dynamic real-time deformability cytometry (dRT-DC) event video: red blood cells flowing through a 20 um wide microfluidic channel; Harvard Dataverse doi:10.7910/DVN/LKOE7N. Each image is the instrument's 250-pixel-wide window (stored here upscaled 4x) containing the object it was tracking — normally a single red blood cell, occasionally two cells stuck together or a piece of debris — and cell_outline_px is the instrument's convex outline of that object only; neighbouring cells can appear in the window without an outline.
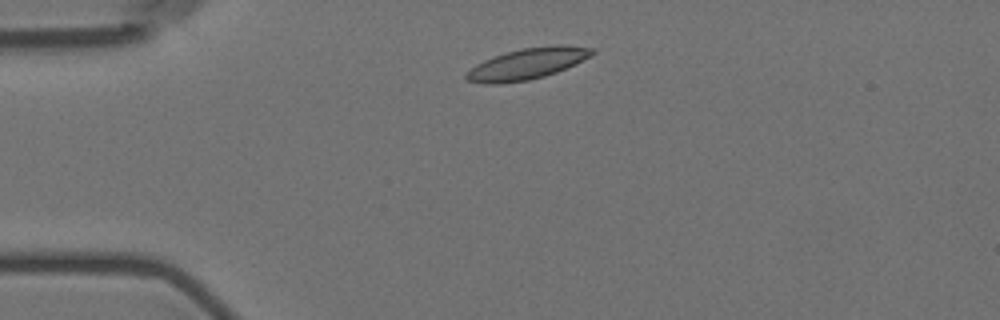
{"species": "Egyptian fruit bat (a non-hibernating species)", "species_latin": "Rousettus aegyptiacus", "temperature_condition": "room temperature", "stored_images_in_passage": 4, "camera_frame_rate_fps": 3000, "um_per_image_px": 0.085, "animal": {"sex": "female"}, "frame": {"image": 1, "passage_image": 2, "time_ms": 1.0, "image_size_px": [1000, 320], "cell_outline_px": [[596, 52], [556, 72], [544, 76], [528, 80], [500, 84], [484, 84], [464, 80], [464, 76], [476, 64], [484, 60], [508, 52], [524, 48], [556, 44], [564, 44], [592, 48]], "centroid_in_image_um": [44.77, 5.43], "position_along_channel_um": 40.2, "area_um2": 22.43}}
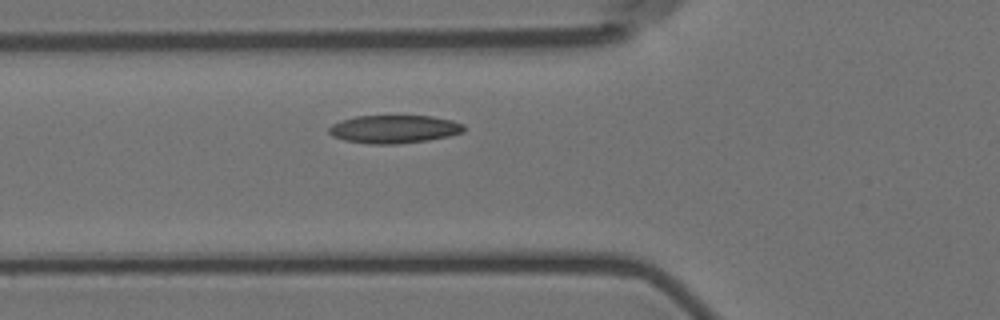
{"frame": {"image": 2, "passage_image": 4, "time_ms": 3.333, "image_size_px": [1000, 320], "cell_outline_px": [[468, 128], [464, 132], [448, 136], [428, 140], [396, 144], [368, 144], [344, 140], [332, 136], [328, 132], [328, 128], [332, 124], [340, 120], [356, 116], [432, 116], [452, 120], [464, 124]], "centroid_in_image_um": [33.51, 10.97], "position_along_channel_um": 92.3, "area_um2": 22.31}}